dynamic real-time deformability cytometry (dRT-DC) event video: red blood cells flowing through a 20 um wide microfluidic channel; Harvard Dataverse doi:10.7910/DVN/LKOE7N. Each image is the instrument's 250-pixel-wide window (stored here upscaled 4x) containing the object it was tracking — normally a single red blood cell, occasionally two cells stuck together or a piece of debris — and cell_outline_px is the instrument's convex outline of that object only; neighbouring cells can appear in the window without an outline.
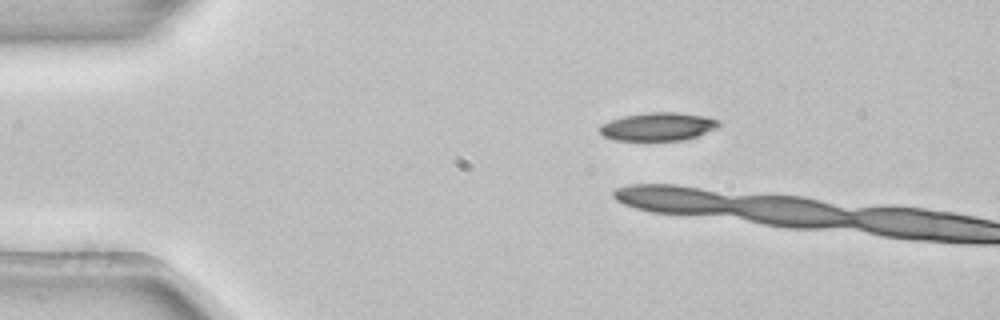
{"species": "common noctule bat (a hibernating species)", "species_latin": "Nyctalus noctula", "temperature_condition": "room temperature", "stored_images_in_passage": 3, "camera_frame_rate_fps": 3000, "um_per_image_px": 0.085, "animal": {"sex": "female", "body_mass_g": 22.7, "forearm_length_mm": 54.2}, "frame": {"image": 1, "passage_image": 1, "time_ms": 0.0, "image_size_px": [1000, 320], "cell_outline_px": [[720, 124], [716, 128], [696, 136], [684, 140], [612, 140], [604, 136], [600, 132], [600, 124], [624, 116], [648, 112], [676, 112], [704, 116], [720, 120]], "centroid_in_image_um": [55.93, 10.76], "position_along_channel_um": 29.1, "area_um2": 19.42}}